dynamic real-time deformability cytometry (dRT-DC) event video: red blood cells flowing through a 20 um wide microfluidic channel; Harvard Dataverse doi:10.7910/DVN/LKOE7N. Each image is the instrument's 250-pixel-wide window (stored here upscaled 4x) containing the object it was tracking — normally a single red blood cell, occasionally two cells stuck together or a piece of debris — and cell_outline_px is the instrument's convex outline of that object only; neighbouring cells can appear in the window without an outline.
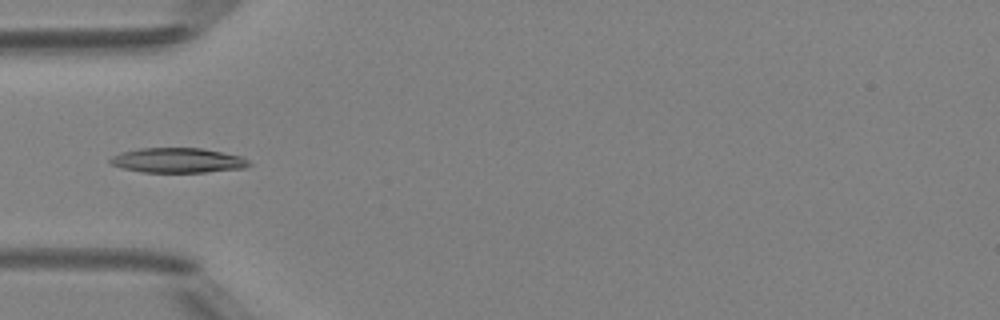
{"species": "Egyptian fruit bat (a non-hibernating species)", "species_latin": "Rousettus aegyptiacus", "temperature_condition": "room temperature", "stored_images_in_passage": 46, "camera_frame_rate_fps": 3000, "um_per_image_px": 0.085, "animal": {"sex": "female"}, "frame": {"image": 1, "passage_image": 13, "time_ms": 4.0, "image_size_px": [1000, 320], "cell_outline_px": [[252, 164], [244, 168], [204, 172], [144, 172], [124, 168], [112, 164], [108, 160], [112, 156], [120, 152], [140, 148], [200, 148], [240, 156], [248, 160]], "centroid_in_image_um": [15.1, 13.63], "position_along_channel_um": 69.9, "area_um2": 19.88}}
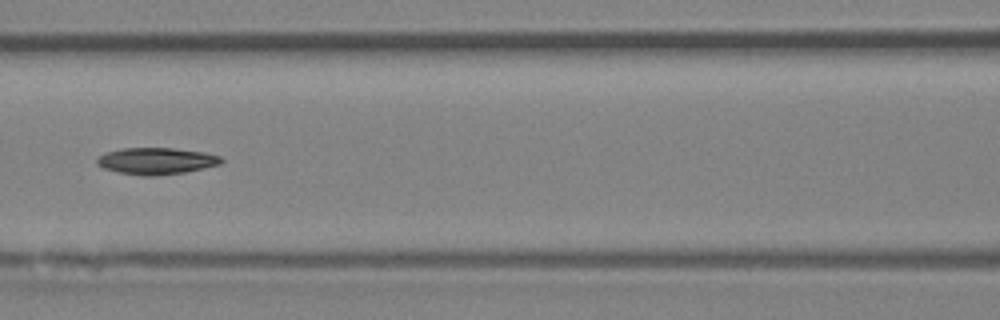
{"frame": {"image": 2, "passage_image": 19, "time_ms": 6.0, "image_size_px": [1000, 320], "cell_outline_px": [[224, 160], [220, 164], [204, 168], [184, 172], [152, 176], [140, 176], [120, 172], [104, 168], [96, 164], [96, 156], [104, 152], [120, 148], [172, 148], [204, 152], [220, 156]], "centroid_in_image_um": [13.24, 13.67], "position_along_channel_um": 153.4, "area_um2": 19.42}}
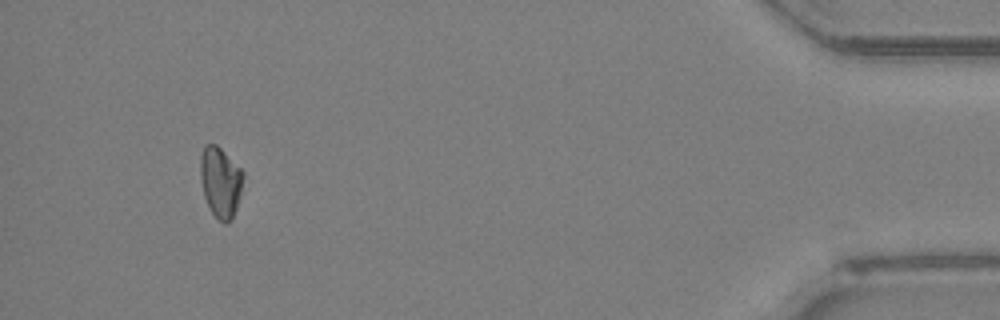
{"frame": {"image": 3, "passage_image": 43, "time_ms": 14.0, "image_size_px": [1000, 320], "cell_outline_px": [[244, 176], [236, 208], [232, 220], [228, 224], [224, 224], [212, 212], [204, 196], [200, 180], [200, 156], [204, 144], [216, 144], [244, 172]], "centroid_in_image_um": [18.72, 15.46], "position_along_channel_um": 416.5, "area_um2": 17.51}, "authors_computed_cell_mechanics": {"area_um2": 18.9584, "velocity_mm_per_s": 4.1793, "shape_relaxation_time_tau1_ms": 3.5138, "shape_relaxation_time_tau2_ms": null, "deformation_change_tau1": 0.1199, "deformation_change_tau2": null}}